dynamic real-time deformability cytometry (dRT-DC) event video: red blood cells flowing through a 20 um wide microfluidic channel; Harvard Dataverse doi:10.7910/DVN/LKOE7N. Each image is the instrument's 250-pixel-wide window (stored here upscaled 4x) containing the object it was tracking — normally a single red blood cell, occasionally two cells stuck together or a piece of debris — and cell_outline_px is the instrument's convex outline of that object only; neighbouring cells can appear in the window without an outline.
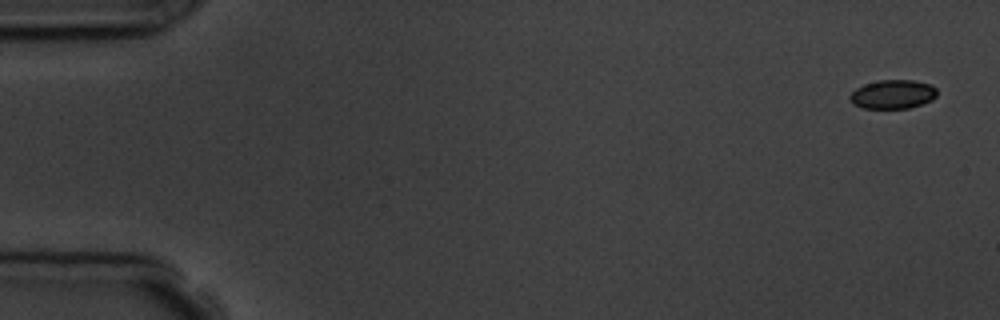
{"species": "common noctule bat (a hibernating species)", "species_latin": "Nyctalus noctula", "temperature_condition": "room temperature", "stored_images_in_passage": 5, "camera_frame_rate_fps": 3000, "um_per_image_px": 0.085, "animal": {"sex": "male", "body_mass_g": 19.5, "forearm_length_mm": 54.6}, "frame": {"image": 1, "passage_image": 1, "time_ms": 0.0, "image_size_px": [1000, 320], "cell_outline_px": [[936, 96], [932, 100], [908, 108], [864, 108], [852, 104], [848, 96], [856, 88], [864, 84], [880, 80], [912, 80], [932, 84], [936, 88]], "centroid_in_image_um": [75.87, 8.01], "position_along_channel_um": 9.1, "area_um2": 14.68}}
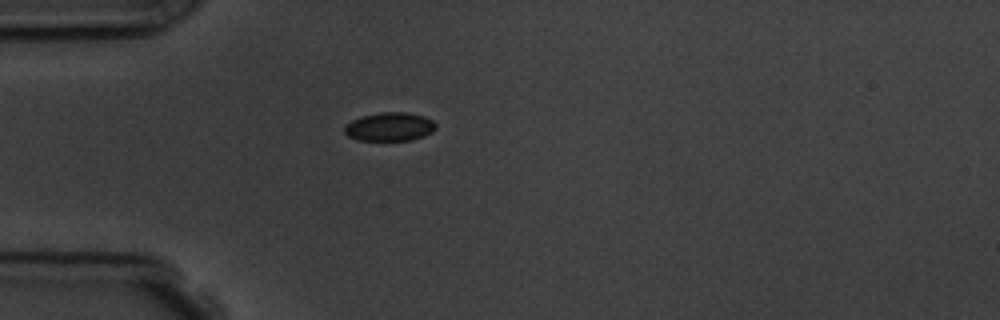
{"frame": {"image": 2, "passage_image": 5, "time_ms": 4.667, "image_size_px": [1000, 320], "cell_outline_px": [[436, 128], [432, 132], [424, 136], [412, 140], [360, 140], [348, 136], [344, 132], [344, 124], [360, 116], [380, 112], [408, 112], [424, 116], [432, 120], [436, 124]], "centroid_in_image_um": [33.11, 10.76], "position_along_channel_um": 51.9, "area_um2": 15.37}}